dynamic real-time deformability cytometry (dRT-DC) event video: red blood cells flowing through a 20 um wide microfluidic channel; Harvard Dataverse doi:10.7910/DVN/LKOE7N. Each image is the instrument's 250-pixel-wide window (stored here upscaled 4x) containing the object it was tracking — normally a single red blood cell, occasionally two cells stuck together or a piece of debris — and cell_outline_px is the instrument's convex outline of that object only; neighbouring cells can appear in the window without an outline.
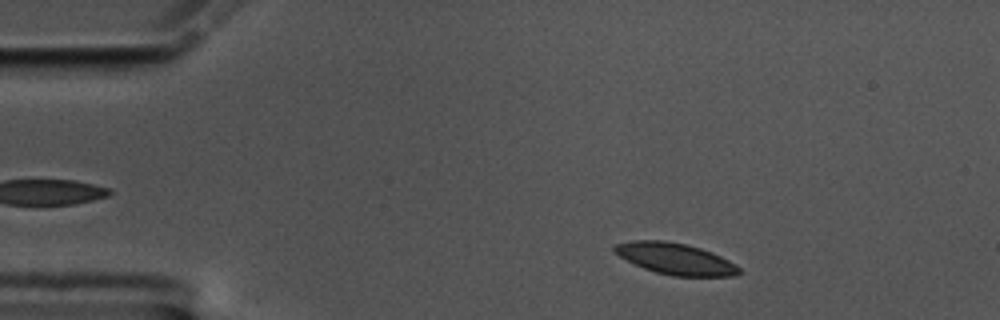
{"species": "common noctule bat (a hibernating species)", "species_latin": "Nyctalus noctula", "temperature_condition": "cold", "stored_images_in_passage": 53, "camera_frame_rate_fps": 3000, "um_per_image_px": 0.085, "animal": {"sex": "male", "body_mass_g": 17.5, "forearm_length_mm": 52.3}, "frame": {"image": 1, "passage_image": 5, "time_ms": 1.333, "image_size_px": [1000, 320], "cell_outline_px": [[744, 272], [736, 276], [672, 276], [656, 272], [644, 268], [612, 252], [612, 244], [632, 240], [664, 240], [684, 244], [700, 248], [712, 252], [736, 264]], "centroid_in_image_um": [57.41, 21.99], "position_along_channel_um": 27.6, "area_um2": 22.89}}
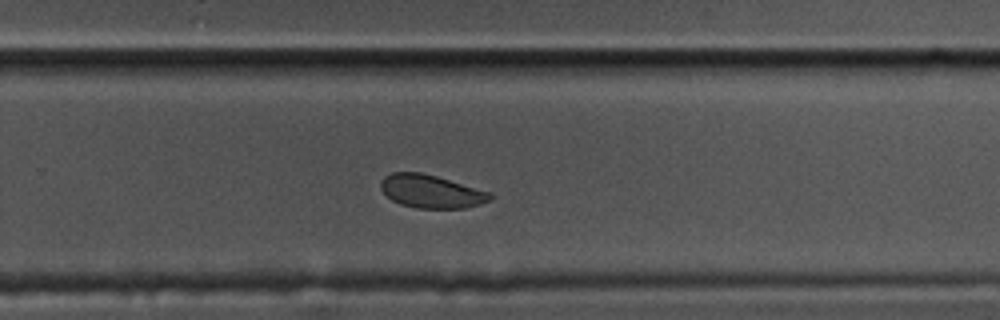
{"frame": {"image": 2, "passage_image": 33, "time_ms": 10.667, "image_size_px": [1000, 320], "cell_outline_px": [[492, 200], [480, 204], [464, 208], [416, 208], [400, 204], [392, 200], [380, 188], [380, 180], [384, 176], [392, 172], [420, 172], [436, 176], [492, 192]], "centroid_in_image_um": [36.65, 16.27], "position_along_channel_um": 293.1, "area_um2": 21.21}}
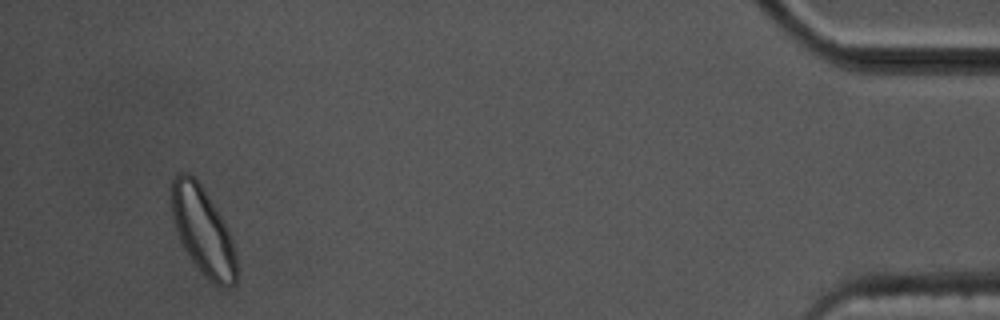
{"frame": {"image": 3, "passage_image": 50, "time_ms": 16.333, "image_size_px": [1000, 320], "cell_outline_px": [[236, 280], [228, 288], [220, 288], [212, 284], [200, 272], [184, 248], [180, 240], [172, 216], [172, 180], [176, 172], [188, 172], [200, 184], [216, 208], [228, 228], [232, 240], [236, 256]], "centroid_in_image_um": [17.25, 19.66], "position_along_channel_um": 417.9, "area_um2": 33.06}, "authors_computed_cell_mechanics": {"area_um2": 22.7154, "velocity_mm_per_s": 3.4854, "shape_relaxation_time_tau1_ms": 3.6097, "shape_relaxation_time_tau2_ms": 2.9084, "deformation_change_tau1": 0.0776, "deformation_change_tau2": 0.0697}}